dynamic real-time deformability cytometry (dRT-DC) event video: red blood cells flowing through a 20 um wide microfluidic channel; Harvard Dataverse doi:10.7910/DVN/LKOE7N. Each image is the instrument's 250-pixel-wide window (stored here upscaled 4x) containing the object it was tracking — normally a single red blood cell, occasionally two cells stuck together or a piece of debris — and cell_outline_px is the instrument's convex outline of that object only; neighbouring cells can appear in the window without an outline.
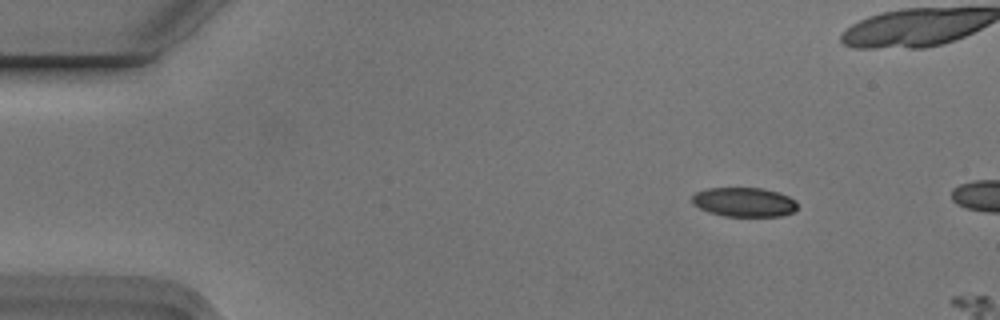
{"species": "Egyptian fruit bat (a non-hibernating species)", "species_latin": "Rousettus aegyptiacus", "temperature_condition": "cold", "stored_images_in_passage": 4, "camera_frame_rate_fps": 3000, "um_per_image_px": 0.085, "animal": {"sex": "male"}, "frame": {"image": 1, "passage_image": 2, "time_ms": 0.333, "image_size_px": [1000, 320], "cell_outline_px": [[796, 208], [792, 212], [780, 216], [724, 216], [708, 212], [692, 204], [692, 196], [696, 192], [708, 188], [760, 188], [780, 192], [796, 200]], "centroid_in_image_um": [63.23, 17.17], "position_along_channel_um": 21.8, "area_um2": 17.98}}